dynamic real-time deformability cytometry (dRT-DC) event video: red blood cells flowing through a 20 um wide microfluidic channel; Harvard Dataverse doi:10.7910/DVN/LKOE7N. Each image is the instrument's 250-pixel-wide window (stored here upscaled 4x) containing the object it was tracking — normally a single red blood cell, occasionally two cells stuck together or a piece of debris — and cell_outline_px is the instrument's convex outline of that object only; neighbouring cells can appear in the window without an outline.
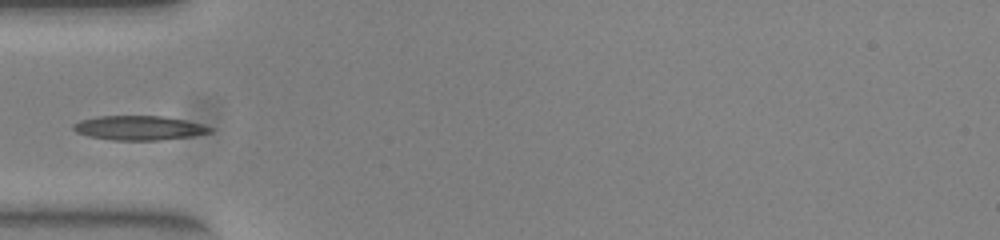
{"species": "common noctule bat (a hibernating species)", "species_latin": "Nyctalus noctula", "temperature_condition": "warm", "stored_images_in_passage": 36, "camera_frame_rate_fps": 3000, "um_per_image_px": 0.085, "animal": {"sex": "female", "body_mass_g": 23.0, "forearm_length_mm": 53.4}, "frame": {"image": 1, "passage_image": 1, "time_ms": 0.0, "image_size_px": [1000, 240], "cell_outline_px": [[212, 132], [192, 136], [156, 140], [112, 140], [88, 136], [76, 132], [72, 128], [72, 124], [80, 120], [100, 116], [164, 116], [204, 124], [212, 128]], "centroid_in_image_um": [11.8, 10.87], "position_along_channel_um": 73.2, "area_um2": 19.36}}
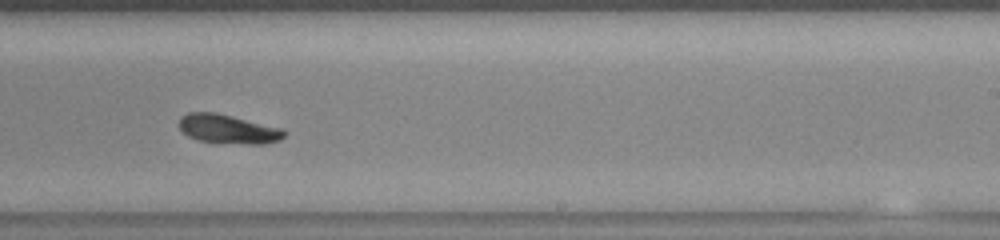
{"frame": {"image": 2, "passage_image": 16, "time_ms": 5.0, "image_size_px": [1000, 240], "cell_outline_px": [[288, 132], [280, 140], [264, 144], [248, 144], [200, 140], [188, 136], [180, 128], [180, 116], [188, 112], [216, 112], [284, 128]], "centroid_in_image_um": [19.45, 10.95], "position_along_channel_um": 269.6, "area_um2": 17.8}}
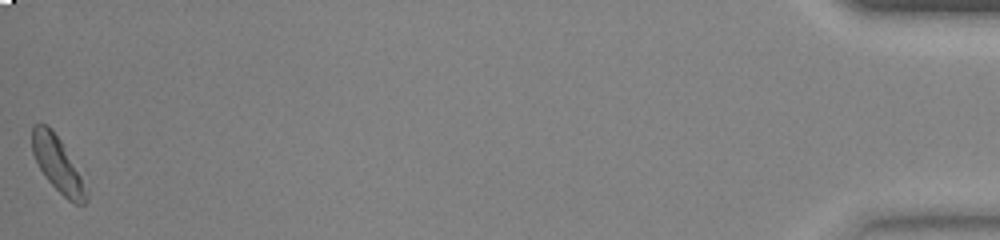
{"frame": {"image": 3, "passage_image": 36, "time_ms": 11.667, "image_size_px": [1000, 240], "cell_outline_px": [[88, 200], [84, 204], [76, 204], [68, 200], [48, 180], [40, 168], [32, 152], [32, 128], [36, 124], [48, 124], [60, 140], [80, 176], [88, 192]], "centroid_in_image_um": [4.89, 13.97], "position_along_channel_um": 430.3, "area_um2": 16.76}}